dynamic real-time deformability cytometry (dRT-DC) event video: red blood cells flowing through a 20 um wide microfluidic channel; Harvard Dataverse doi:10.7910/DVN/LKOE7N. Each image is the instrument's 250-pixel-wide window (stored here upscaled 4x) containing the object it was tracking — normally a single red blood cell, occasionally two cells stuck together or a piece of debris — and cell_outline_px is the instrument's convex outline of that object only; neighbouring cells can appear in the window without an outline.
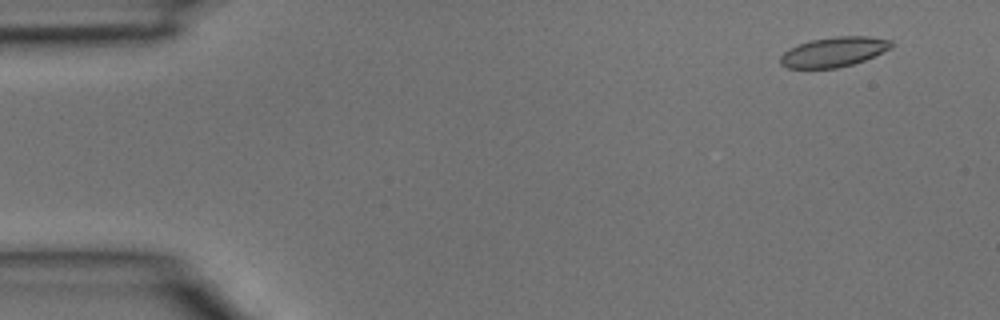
{"species": "common noctule bat (a hibernating species)", "species_latin": "Nyctalus noctula", "temperature_condition": "room temperature", "stored_images_in_passage": 3, "camera_frame_rate_fps": 3000, "um_per_image_px": 0.085, "animal": {"sex": "male", "body_mass_g": 15.6}, "frame": {"image": 1, "passage_image": 1, "time_ms": 0.0, "image_size_px": [1000, 320], "cell_outline_px": [[892, 48], [864, 60], [852, 64], [836, 68], [788, 68], [780, 64], [780, 56], [788, 48], [812, 40], [836, 36], [868, 36], [892, 40]], "centroid_in_image_um": [70.87, 4.41], "position_along_channel_um": 14.1, "area_um2": 19.19}}